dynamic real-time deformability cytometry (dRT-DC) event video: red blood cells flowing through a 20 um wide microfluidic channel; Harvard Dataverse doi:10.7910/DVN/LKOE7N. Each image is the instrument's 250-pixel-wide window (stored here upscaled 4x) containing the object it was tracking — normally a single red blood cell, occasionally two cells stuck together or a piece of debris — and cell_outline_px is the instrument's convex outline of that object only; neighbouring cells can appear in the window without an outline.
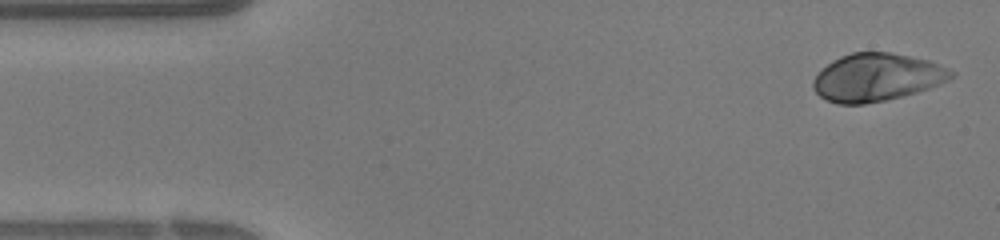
{"species": "human", "species_latin": "Homo sapiens", "temperature_condition": "warm", "stored_images_in_passage": 38, "camera_frame_rate_fps": 3000, "um_per_image_px": 0.085, "donor": {"sex": "female"}, "frame": {"image": 1, "passage_image": 1, "time_ms": 0.0, "image_size_px": [1000, 240], "cell_outline_px": [[956, 72], [948, 80], [940, 84], [916, 92], [884, 100], [864, 104], [836, 104], [820, 96], [812, 88], [812, 80], [832, 60], [840, 56], [852, 52], [892, 52], [928, 60], [948, 68]], "centroid_in_image_um": [74.52, 6.56], "position_along_channel_um": 10.5, "area_um2": 38.21}}
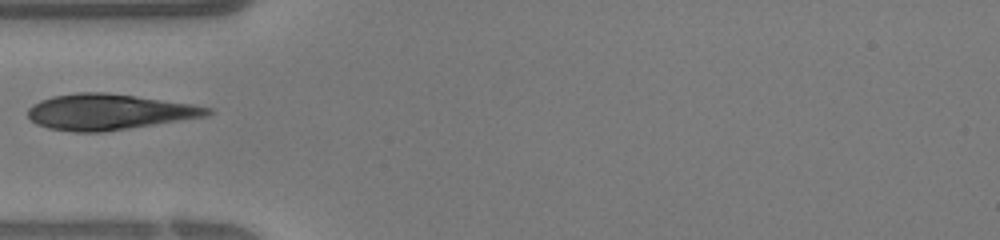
{"frame": {"image": 2, "passage_image": 11, "time_ms": 3.333, "image_size_px": [1000, 240], "cell_outline_px": [[216, 112], [208, 116], [128, 128], [100, 132], [72, 132], [48, 128], [36, 124], [28, 116], [28, 108], [32, 104], [40, 100], [52, 96], [76, 92], [104, 92], [192, 104], [212, 108]], "centroid_in_image_um": [9.24, 9.51], "position_along_channel_um": 75.8, "area_um2": 37.34}}
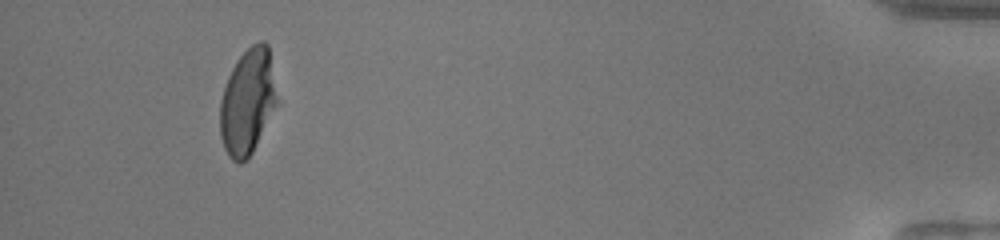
{"frame": {"image": 3, "passage_image": 35, "time_ms": 11.333, "image_size_px": [1000, 240], "cell_outline_px": [[276, 104], [248, 160], [240, 164], [232, 160], [228, 156], [224, 148], [220, 136], [220, 100], [228, 76], [236, 60], [252, 44], [260, 40], [264, 40], [268, 44], [276, 96]], "centroid_in_image_um": [21.0, 8.66], "position_along_channel_um": 414.2, "area_um2": 34.62}}